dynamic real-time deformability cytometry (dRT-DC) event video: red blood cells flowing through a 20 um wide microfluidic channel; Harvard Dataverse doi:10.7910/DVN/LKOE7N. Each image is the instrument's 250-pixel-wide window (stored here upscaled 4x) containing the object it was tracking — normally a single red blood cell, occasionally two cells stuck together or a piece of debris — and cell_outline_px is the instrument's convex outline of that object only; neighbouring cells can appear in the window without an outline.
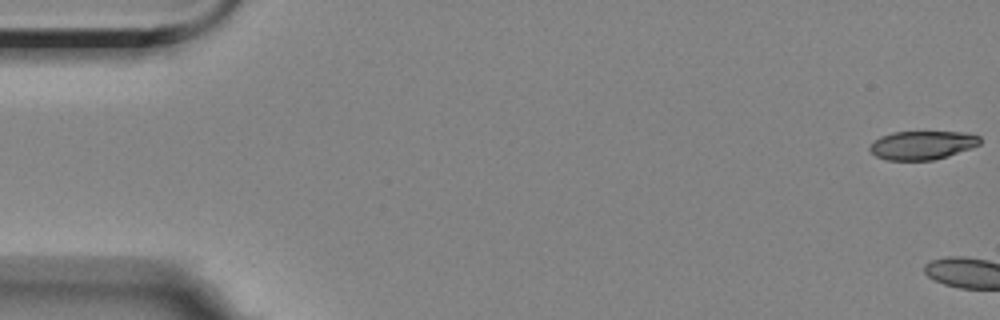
{"species": "Egyptian fruit bat (a non-hibernating species)", "species_latin": "Rousettus aegyptiacus", "temperature_condition": "room temperature", "stored_images_in_passage": 15, "camera_frame_rate_fps": 3000, "um_per_image_px": 0.085, "animal": {"sex": "female"}, "frame": {"image": 1, "passage_image": 1, "time_ms": 0.0, "image_size_px": [1000, 320], "cell_outline_px": [[980, 144], [972, 148], [948, 156], [932, 160], [884, 160], [876, 156], [868, 148], [868, 144], [872, 140], [880, 136], [892, 132], [968, 132], [980, 136]], "centroid_in_image_um": [78.36, 12.33], "position_along_channel_um": 6.6, "area_um2": 18.67}}